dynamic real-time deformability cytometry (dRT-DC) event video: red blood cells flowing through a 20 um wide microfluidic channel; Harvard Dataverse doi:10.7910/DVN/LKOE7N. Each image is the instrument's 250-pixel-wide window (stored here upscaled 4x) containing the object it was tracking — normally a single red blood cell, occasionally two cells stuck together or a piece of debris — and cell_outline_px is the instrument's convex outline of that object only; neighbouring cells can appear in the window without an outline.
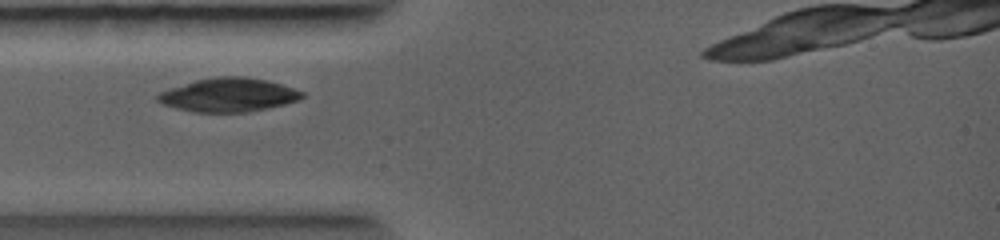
{"species": "common noctule bat (a hibernating species)", "species_latin": "Nyctalus noctula", "temperature_condition": "warm", "stored_images_in_passage": 1, "camera_frame_rate_fps": 5000, "um_per_image_px": 0.085, "animal": {"sex": "female", "body_mass_g": 19.0, "forearm_length_mm": 56.7}, "frame": {"image": 1, "passage_image": 1, "time_ms": 0.0, "image_size_px": [1000, 240], "cell_outline_px": [[304, 96], [300, 100], [268, 108], [248, 112], [192, 112], [176, 108], [164, 104], [156, 100], [156, 96], [160, 92], [196, 80], [216, 76], [244, 76], [268, 80], [304, 92]], "centroid_in_image_um": [19.44, 8.07], "position_along_channel_um": 65.6, "area_um2": 28.26}}